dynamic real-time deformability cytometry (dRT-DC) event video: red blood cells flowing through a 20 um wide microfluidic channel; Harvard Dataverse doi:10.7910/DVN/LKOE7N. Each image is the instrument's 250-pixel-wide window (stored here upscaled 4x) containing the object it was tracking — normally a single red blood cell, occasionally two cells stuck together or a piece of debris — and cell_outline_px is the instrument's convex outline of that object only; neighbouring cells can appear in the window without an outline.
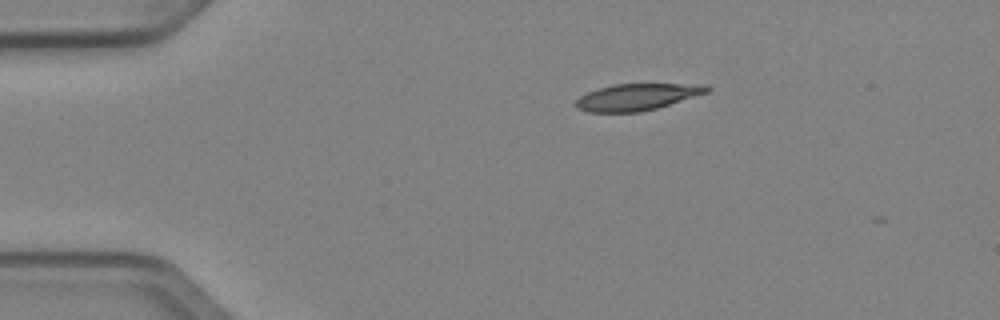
{"species": "Egyptian fruit bat (a non-hibernating species)", "species_latin": "Rousettus aegyptiacus", "temperature_condition": "cold", "stored_images_in_passage": 3, "camera_frame_rate_fps": 3000, "um_per_image_px": 0.085, "animal": {"sex": "female"}, "frame": {"image": 1, "passage_image": 2, "time_ms": 0.333, "image_size_px": [1000, 320], "cell_outline_px": [[712, 88], [708, 92], [656, 108], [640, 112], [588, 112], [576, 108], [576, 100], [580, 96], [588, 92], [612, 84], [708, 84]], "centroid_in_image_um": [54.16, 8.24], "position_along_channel_um": 30.8, "area_um2": 20.23}}